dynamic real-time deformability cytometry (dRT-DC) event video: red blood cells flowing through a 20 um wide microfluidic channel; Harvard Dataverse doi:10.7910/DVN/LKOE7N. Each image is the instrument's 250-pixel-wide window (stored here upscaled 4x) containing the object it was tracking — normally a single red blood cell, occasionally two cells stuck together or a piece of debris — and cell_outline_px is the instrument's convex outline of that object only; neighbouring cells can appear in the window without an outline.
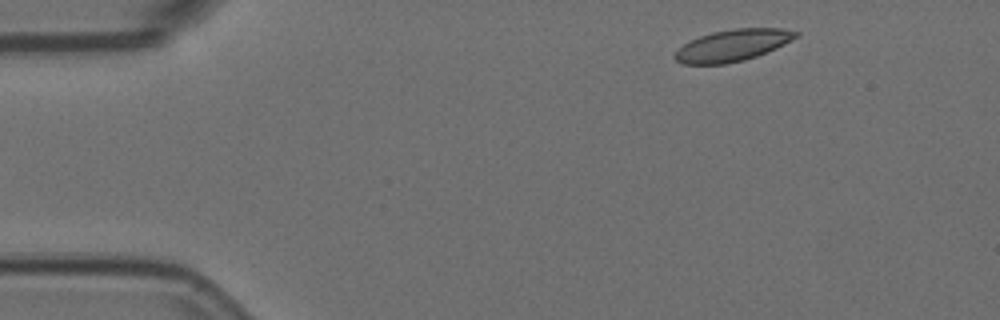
{"species": "Egyptian fruit bat (a non-hibernating species)", "species_latin": "Rousettus aegyptiacus", "temperature_condition": "room temperature", "stored_images_in_passage": 5, "camera_frame_rate_fps": 3000, "um_per_image_px": 0.085, "animal": {"sex": "female"}, "frame": {"image": 1, "passage_image": 1, "time_ms": 0.0, "image_size_px": [1000, 320], "cell_outline_px": [[800, 36], [776, 48], [756, 56], [744, 60], [724, 64], [680, 64], [672, 56], [684, 44], [700, 36], [712, 32], [732, 28], [780, 28], [800, 32]], "centroid_in_image_um": [62.29, 3.85], "position_along_channel_um": 22.7, "area_um2": 22.31}}
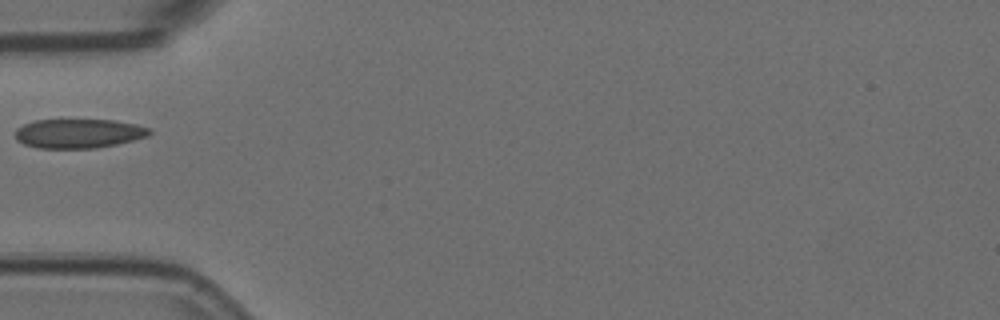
{"frame": {"image": 2, "passage_image": 4, "time_ms": 1.0, "image_size_px": [1000, 320], "cell_outline_px": [[152, 132], [148, 136], [116, 144], [96, 148], [40, 148], [24, 144], [16, 140], [16, 128], [24, 124], [36, 120], [116, 120], [136, 124], [152, 128]], "centroid_in_image_um": [6.71, 11.34], "position_along_channel_um": 78.3, "area_um2": 22.89}}
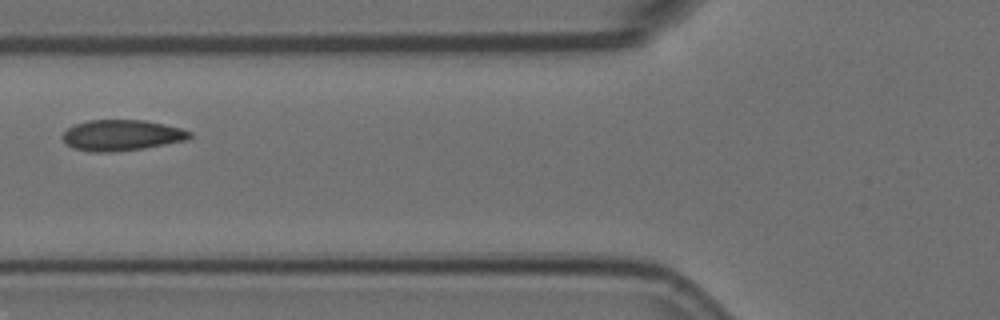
{"frame": {"image": 3, "passage_image": 5, "time_ms": 1.333, "image_size_px": [1000, 320], "cell_outline_px": [[192, 136], [184, 140], [144, 148], [112, 152], [88, 152], [76, 148], [68, 144], [60, 136], [68, 128], [76, 124], [88, 120], [144, 120], [164, 124], [180, 128], [192, 132]], "centroid_in_image_um": [10.32, 11.49], "position_along_channel_um": 115.5, "area_um2": 22.66}}